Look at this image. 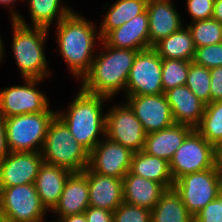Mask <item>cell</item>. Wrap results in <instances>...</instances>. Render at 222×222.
<instances>
[{
    "label": "cell",
    "instance_id": "obj_1",
    "mask_svg": "<svg viewBox=\"0 0 222 222\" xmlns=\"http://www.w3.org/2000/svg\"><path fill=\"white\" fill-rule=\"evenodd\" d=\"M55 25L59 52L74 78L81 81L95 58V42L102 41L99 30L75 11Z\"/></svg>",
    "mask_w": 222,
    "mask_h": 222
},
{
    "label": "cell",
    "instance_id": "obj_2",
    "mask_svg": "<svg viewBox=\"0 0 222 222\" xmlns=\"http://www.w3.org/2000/svg\"><path fill=\"white\" fill-rule=\"evenodd\" d=\"M102 50L96 53L88 73L81 79V89L109 99L125 91L134 59L139 51L113 48L103 40Z\"/></svg>",
    "mask_w": 222,
    "mask_h": 222
},
{
    "label": "cell",
    "instance_id": "obj_3",
    "mask_svg": "<svg viewBox=\"0 0 222 222\" xmlns=\"http://www.w3.org/2000/svg\"><path fill=\"white\" fill-rule=\"evenodd\" d=\"M78 91L66 108L67 112L57 111L56 116L68 127L73 137L91 152L105 136L106 114L102 112V104L109 98L87 93L81 88Z\"/></svg>",
    "mask_w": 222,
    "mask_h": 222
},
{
    "label": "cell",
    "instance_id": "obj_4",
    "mask_svg": "<svg viewBox=\"0 0 222 222\" xmlns=\"http://www.w3.org/2000/svg\"><path fill=\"white\" fill-rule=\"evenodd\" d=\"M11 22L13 29L11 47L22 79L49 78L50 71L44 50L49 29L35 26L31 28L22 15Z\"/></svg>",
    "mask_w": 222,
    "mask_h": 222
},
{
    "label": "cell",
    "instance_id": "obj_5",
    "mask_svg": "<svg viewBox=\"0 0 222 222\" xmlns=\"http://www.w3.org/2000/svg\"><path fill=\"white\" fill-rule=\"evenodd\" d=\"M89 153L55 116L49 123L41 151L43 161L71 172H81L89 165Z\"/></svg>",
    "mask_w": 222,
    "mask_h": 222
},
{
    "label": "cell",
    "instance_id": "obj_6",
    "mask_svg": "<svg viewBox=\"0 0 222 222\" xmlns=\"http://www.w3.org/2000/svg\"><path fill=\"white\" fill-rule=\"evenodd\" d=\"M57 111L48 109L5 118L7 145L10 152H40L44 146L49 123Z\"/></svg>",
    "mask_w": 222,
    "mask_h": 222
},
{
    "label": "cell",
    "instance_id": "obj_7",
    "mask_svg": "<svg viewBox=\"0 0 222 222\" xmlns=\"http://www.w3.org/2000/svg\"><path fill=\"white\" fill-rule=\"evenodd\" d=\"M217 159L218 150L193 129L169 162L170 173L176 181L186 174L215 168Z\"/></svg>",
    "mask_w": 222,
    "mask_h": 222
},
{
    "label": "cell",
    "instance_id": "obj_8",
    "mask_svg": "<svg viewBox=\"0 0 222 222\" xmlns=\"http://www.w3.org/2000/svg\"><path fill=\"white\" fill-rule=\"evenodd\" d=\"M221 187L222 176L218 165L201 172L186 174L173 184V188L193 217L218 197Z\"/></svg>",
    "mask_w": 222,
    "mask_h": 222
},
{
    "label": "cell",
    "instance_id": "obj_9",
    "mask_svg": "<svg viewBox=\"0 0 222 222\" xmlns=\"http://www.w3.org/2000/svg\"><path fill=\"white\" fill-rule=\"evenodd\" d=\"M0 205L4 222H42L48 212L35 184L0 187Z\"/></svg>",
    "mask_w": 222,
    "mask_h": 222
},
{
    "label": "cell",
    "instance_id": "obj_10",
    "mask_svg": "<svg viewBox=\"0 0 222 222\" xmlns=\"http://www.w3.org/2000/svg\"><path fill=\"white\" fill-rule=\"evenodd\" d=\"M162 59L153 49L139 51L134 59L125 96L163 94Z\"/></svg>",
    "mask_w": 222,
    "mask_h": 222
},
{
    "label": "cell",
    "instance_id": "obj_11",
    "mask_svg": "<svg viewBox=\"0 0 222 222\" xmlns=\"http://www.w3.org/2000/svg\"><path fill=\"white\" fill-rule=\"evenodd\" d=\"M105 114V137L132 152L143 150L147 133L127 103L115 104Z\"/></svg>",
    "mask_w": 222,
    "mask_h": 222
},
{
    "label": "cell",
    "instance_id": "obj_12",
    "mask_svg": "<svg viewBox=\"0 0 222 222\" xmlns=\"http://www.w3.org/2000/svg\"><path fill=\"white\" fill-rule=\"evenodd\" d=\"M44 79L24 78V84L0 90V114L4 118L26 113H39L50 108L45 93L36 86Z\"/></svg>",
    "mask_w": 222,
    "mask_h": 222
},
{
    "label": "cell",
    "instance_id": "obj_13",
    "mask_svg": "<svg viewBox=\"0 0 222 222\" xmlns=\"http://www.w3.org/2000/svg\"><path fill=\"white\" fill-rule=\"evenodd\" d=\"M132 155L129 148L104 136L89 153L88 167L98 174L123 179L130 171Z\"/></svg>",
    "mask_w": 222,
    "mask_h": 222
},
{
    "label": "cell",
    "instance_id": "obj_14",
    "mask_svg": "<svg viewBox=\"0 0 222 222\" xmlns=\"http://www.w3.org/2000/svg\"><path fill=\"white\" fill-rule=\"evenodd\" d=\"M129 107L139 119L145 132L151 133L173 125L174 119L165 93L126 96Z\"/></svg>",
    "mask_w": 222,
    "mask_h": 222
},
{
    "label": "cell",
    "instance_id": "obj_15",
    "mask_svg": "<svg viewBox=\"0 0 222 222\" xmlns=\"http://www.w3.org/2000/svg\"><path fill=\"white\" fill-rule=\"evenodd\" d=\"M43 162L40 152H10L0 161V187L35 184Z\"/></svg>",
    "mask_w": 222,
    "mask_h": 222
},
{
    "label": "cell",
    "instance_id": "obj_16",
    "mask_svg": "<svg viewBox=\"0 0 222 222\" xmlns=\"http://www.w3.org/2000/svg\"><path fill=\"white\" fill-rule=\"evenodd\" d=\"M113 48L142 51L152 48L149 43L148 12L135 16L122 26L111 30L103 39Z\"/></svg>",
    "mask_w": 222,
    "mask_h": 222
},
{
    "label": "cell",
    "instance_id": "obj_17",
    "mask_svg": "<svg viewBox=\"0 0 222 222\" xmlns=\"http://www.w3.org/2000/svg\"><path fill=\"white\" fill-rule=\"evenodd\" d=\"M89 184L87 167L81 172H72L68 177L59 202L51 211L57 217L63 218L82 214L89 207Z\"/></svg>",
    "mask_w": 222,
    "mask_h": 222
},
{
    "label": "cell",
    "instance_id": "obj_18",
    "mask_svg": "<svg viewBox=\"0 0 222 222\" xmlns=\"http://www.w3.org/2000/svg\"><path fill=\"white\" fill-rule=\"evenodd\" d=\"M146 10L151 47L184 26L171 0H148Z\"/></svg>",
    "mask_w": 222,
    "mask_h": 222
},
{
    "label": "cell",
    "instance_id": "obj_19",
    "mask_svg": "<svg viewBox=\"0 0 222 222\" xmlns=\"http://www.w3.org/2000/svg\"><path fill=\"white\" fill-rule=\"evenodd\" d=\"M175 123L196 129L205 111L202 102L186 85L165 92Z\"/></svg>",
    "mask_w": 222,
    "mask_h": 222
},
{
    "label": "cell",
    "instance_id": "obj_20",
    "mask_svg": "<svg viewBox=\"0 0 222 222\" xmlns=\"http://www.w3.org/2000/svg\"><path fill=\"white\" fill-rule=\"evenodd\" d=\"M89 184V205L115 211L123 201V181L112 176H104L87 167Z\"/></svg>",
    "mask_w": 222,
    "mask_h": 222
},
{
    "label": "cell",
    "instance_id": "obj_21",
    "mask_svg": "<svg viewBox=\"0 0 222 222\" xmlns=\"http://www.w3.org/2000/svg\"><path fill=\"white\" fill-rule=\"evenodd\" d=\"M192 130L193 128L189 126L174 123L162 130L148 133L145 137L143 151L170 162L175 151Z\"/></svg>",
    "mask_w": 222,
    "mask_h": 222
},
{
    "label": "cell",
    "instance_id": "obj_22",
    "mask_svg": "<svg viewBox=\"0 0 222 222\" xmlns=\"http://www.w3.org/2000/svg\"><path fill=\"white\" fill-rule=\"evenodd\" d=\"M123 201L150 211L160 200L166 187L153 180L132 174L130 171L123 177Z\"/></svg>",
    "mask_w": 222,
    "mask_h": 222
},
{
    "label": "cell",
    "instance_id": "obj_23",
    "mask_svg": "<svg viewBox=\"0 0 222 222\" xmlns=\"http://www.w3.org/2000/svg\"><path fill=\"white\" fill-rule=\"evenodd\" d=\"M72 172L43 162L37 174L35 187L42 205L52 211L59 202L65 183Z\"/></svg>",
    "mask_w": 222,
    "mask_h": 222
},
{
    "label": "cell",
    "instance_id": "obj_24",
    "mask_svg": "<svg viewBox=\"0 0 222 222\" xmlns=\"http://www.w3.org/2000/svg\"><path fill=\"white\" fill-rule=\"evenodd\" d=\"M130 172L145 179L153 180L167 189L173 188L174 180L169 169V162L140 150L133 152Z\"/></svg>",
    "mask_w": 222,
    "mask_h": 222
},
{
    "label": "cell",
    "instance_id": "obj_25",
    "mask_svg": "<svg viewBox=\"0 0 222 222\" xmlns=\"http://www.w3.org/2000/svg\"><path fill=\"white\" fill-rule=\"evenodd\" d=\"M161 59H178L193 62L195 45L188 27H182L152 47Z\"/></svg>",
    "mask_w": 222,
    "mask_h": 222
},
{
    "label": "cell",
    "instance_id": "obj_26",
    "mask_svg": "<svg viewBox=\"0 0 222 222\" xmlns=\"http://www.w3.org/2000/svg\"><path fill=\"white\" fill-rule=\"evenodd\" d=\"M148 0H117L108 7L104 19L99 26V33L103 39L111 30H114L137 15L142 14L147 7Z\"/></svg>",
    "mask_w": 222,
    "mask_h": 222
},
{
    "label": "cell",
    "instance_id": "obj_27",
    "mask_svg": "<svg viewBox=\"0 0 222 222\" xmlns=\"http://www.w3.org/2000/svg\"><path fill=\"white\" fill-rule=\"evenodd\" d=\"M151 222H194L180 195L174 188L166 189L151 211Z\"/></svg>",
    "mask_w": 222,
    "mask_h": 222
},
{
    "label": "cell",
    "instance_id": "obj_28",
    "mask_svg": "<svg viewBox=\"0 0 222 222\" xmlns=\"http://www.w3.org/2000/svg\"><path fill=\"white\" fill-rule=\"evenodd\" d=\"M26 1V0H25ZM32 26L50 29V25L56 20L60 22L73 10L61 5V0H27ZM57 16V17H56Z\"/></svg>",
    "mask_w": 222,
    "mask_h": 222
},
{
    "label": "cell",
    "instance_id": "obj_29",
    "mask_svg": "<svg viewBox=\"0 0 222 222\" xmlns=\"http://www.w3.org/2000/svg\"><path fill=\"white\" fill-rule=\"evenodd\" d=\"M196 130L217 150L222 147V101L205 105L202 120Z\"/></svg>",
    "mask_w": 222,
    "mask_h": 222
},
{
    "label": "cell",
    "instance_id": "obj_30",
    "mask_svg": "<svg viewBox=\"0 0 222 222\" xmlns=\"http://www.w3.org/2000/svg\"><path fill=\"white\" fill-rule=\"evenodd\" d=\"M195 48L222 42V24L213 18L188 24Z\"/></svg>",
    "mask_w": 222,
    "mask_h": 222
},
{
    "label": "cell",
    "instance_id": "obj_31",
    "mask_svg": "<svg viewBox=\"0 0 222 222\" xmlns=\"http://www.w3.org/2000/svg\"><path fill=\"white\" fill-rule=\"evenodd\" d=\"M190 61L162 59V86L164 93L177 86L186 85Z\"/></svg>",
    "mask_w": 222,
    "mask_h": 222
},
{
    "label": "cell",
    "instance_id": "obj_32",
    "mask_svg": "<svg viewBox=\"0 0 222 222\" xmlns=\"http://www.w3.org/2000/svg\"><path fill=\"white\" fill-rule=\"evenodd\" d=\"M210 69L191 62L186 86L205 104L211 103Z\"/></svg>",
    "mask_w": 222,
    "mask_h": 222
},
{
    "label": "cell",
    "instance_id": "obj_33",
    "mask_svg": "<svg viewBox=\"0 0 222 222\" xmlns=\"http://www.w3.org/2000/svg\"><path fill=\"white\" fill-rule=\"evenodd\" d=\"M113 222H151V211L123 202L113 211Z\"/></svg>",
    "mask_w": 222,
    "mask_h": 222
},
{
    "label": "cell",
    "instance_id": "obj_34",
    "mask_svg": "<svg viewBox=\"0 0 222 222\" xmlns=\"http://www.w3.org/2000/svg\"><path fill=\"white\" fill-rule=\"evenodd\" d=\"M193 62L208 69L222 66V42L196 48Z\"/></svg>",
    "mask_w": 222,
    "mask_h": 222
},
{
    "label": "cell",
    "instance_id": "obj_35",
    "mask_svg": "<svg viewBox=\"0 0 222 222\" xmlns=\"http://www.w3.org/2000/svg\"><path fill=\"white\" fill-rule=\"evenodd\" d=\"M215 0H187V11L192 18L191 22L210 19L213 17Z\"/></svg>",
    "mask_w": 222,
    "mask_h": 222
},
{
    "label": "cell",
    "instance_id": "obj_36",
    "mask_svg": "<svg viewBox=\"0 0 222 222\" xmlns=\"http://www.w3.org/2000/svg\"><path fill=\"white\" fill-rule=\"evenodd\" d=\"M194 222H222V187L218 197L194 216Z\"/></svg>",
    "mask_w": 222,
    "mask_h": 222
},
{
    "label": "cell",
    "instance_id": "obj_37",
    "mask_svg": "<svg viewBox=\"0 0 222 222\" xmlns=\"http://www.w3.org/2000/svg\"><path fill=\"white\" fill-rule=\"evenodd\" d=\"M210 73L211 103L215 101H222V66L210 69Z\"/></svg>",
    "mask_w": 222,
    "mask_h": 222
},
{
    "label": "cell",
    "instance_id": "obj_38",
    "mask_svg": "<svg viewBox=\"0 0 222 222\" xmlns=\"http://www.w3.org/2000/svg\"><path fill=\"white\" fill-rule=\"evenodd\" d=\"M84 214L87 222H113V212L107 209L89 206Z\"/></svg>",
    "mask_w": 222,
    "mask_h": 222
},
{
    "label": "cell",
    "instance_id": "obj_39",
    "mask_svg": "<svg viewBox=\"0 0 222 222\" xmlns=\"http://www.w3.org/2000/svg\"><path fill=\"white\" fill-rule=\"evenodd\" d=\"M10 153L5 128V118L0 114V161H2Z\"/></svg>",
    "mask_w": 222,
    "mask_h": 222
},
{
    "label": "cell",
    "instance_id": "obj_40",
    "mask_svg": "<svg viewBox=\"0 0 222 222\" xmlns=\"http://www.w3.org/2000/svg\"><path fill=\"white\" fill-rule=\"evenodd\" d=\"M212 18L222 24V0H215Z\"/></svg>",
    "mask_w": 222,
    "mask_h": 222
},
{
    "label": "cell",
    "instance_id": "obj_41",
    "mask_svg": "<svg viewBox=\"0 0 222 222\" xmlns=\"http://www.w3.org/2000/svg\"><path fill=\"white\" fill-rule=\"evenodd\" d=\"M17 1H19V0H0V5L1 6L2 5H5V6L7 5L8 7L13 6L11 8V21H15L20 17V13H18V11H16L15 8H14V4H15L14 2H17Z\"/></svg>",
    "mask_w": 222,
    "mask_h": 222
},
{
    "label": "cell",
    "instance_id": "obj_42",
    "mask_svg": "<svg viewBox=\"0 0 222 222\" xmlns=\"http://www.w3.org/2000/svg\"><path fill=\"white\" fill-rule=\"evenodd\" d=\"M57 221L58 222H87L84 213L71 215V216L60 218V219L57 218Z\"/></svg>",
    "mask_w": 222,
    "mask_h": 222
},
{
    "label": "cell",
    "instance_id": "obj_43",
    "mask_svg": "<svg viewBox=\"0 0 222 222\" xmlns=\"http://www.w3.org/2000/svg\"><path fill=\"white\" fill-rule=\"evenodd\" d=\"M217 164L220 169V174L222 176V147L218 149V159H217Z\"/></svg>",
    "mask_w": 222,
    "mask_h": 222
},
{
    "label": "cell",
    "instance_id": "obj_44",
    "mask_svg": "<svg viewBox=\"0 0 222 222\" xmlns=\"http://www.w3.org/2000/svg\"><path fill=\"white\" fill-rule=\"evenodd\" d=\"M4 43H3V41H2V39H1V35H0V63H1V61H3V56H4V45H3Z\"/></svg>",
    "mask_w": 222,
    "mask_h": 222
},
{
    "label": "cell",
    "instance_id": "obj_45",
    "mask_svg": "<svg viewBox=\"0 0 222 222\" xmlns=\"http://www.w3.org/2000/svg\"><path fill=\"white\" fill-rule=\"evenodd\" d=\"M0 222H4L2 210H1V205H0Z\"/></svg>",
    "mask_w": 222,
    "mask_h": 222
}]
</instances>
